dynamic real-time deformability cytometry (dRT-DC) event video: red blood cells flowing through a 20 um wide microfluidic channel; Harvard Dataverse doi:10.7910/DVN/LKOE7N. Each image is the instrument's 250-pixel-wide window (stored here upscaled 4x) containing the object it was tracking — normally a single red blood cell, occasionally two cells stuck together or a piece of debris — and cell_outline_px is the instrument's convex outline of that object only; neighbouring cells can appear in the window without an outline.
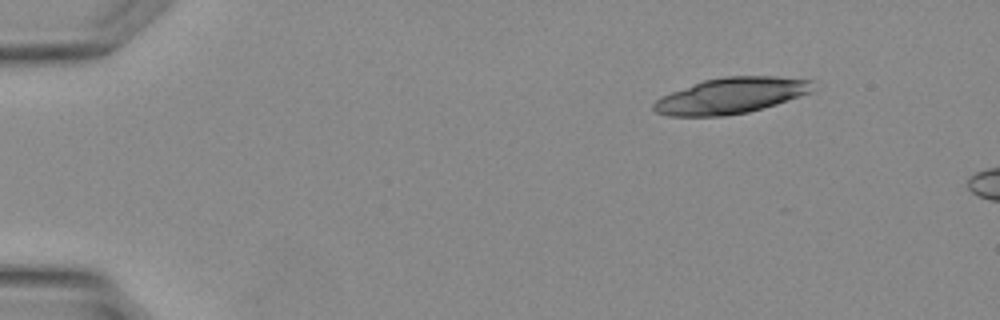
{"species": "Egyptian fruit bat (a non-hibernating species)", "species_latin": "Rousettus aegyptiacus", "temperature_condition": "warm", "stored_images_in_passage": 3, "camera_frame_rate_fps": 3000, "um_per_image_px": 0.085, "animal": {"sex": "female"}, "frame": {"image": 1, "passage_image": 1, "time_ms": 0.0, "image_size_px": [1000, 320], "cell_outline_px": [[816, 80], [812, 92], [776, 104], [748, 112], [724, 116], [668, 116], [656, 112], [652, 108], [652, 104], [656, 100], [672, 92], [704, 80], [724, 76], [776, 76]], "centroid_in_image_um": [62.19, 8.12], "position_along_channel_um": 22.8, "area_um2": 33.29}}